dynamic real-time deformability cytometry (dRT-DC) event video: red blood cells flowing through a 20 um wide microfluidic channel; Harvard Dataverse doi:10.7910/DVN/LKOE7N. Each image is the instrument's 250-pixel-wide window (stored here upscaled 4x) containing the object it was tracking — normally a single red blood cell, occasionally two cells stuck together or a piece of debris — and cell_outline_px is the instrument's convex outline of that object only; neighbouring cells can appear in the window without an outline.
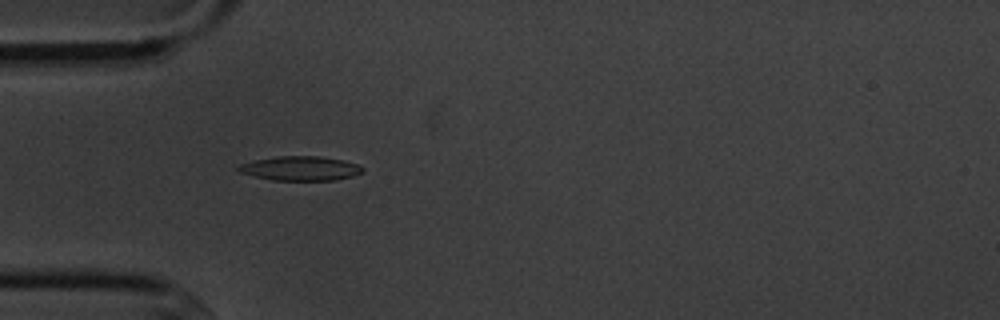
{"species": "common noctule bat (a hibernating species)", "species_latin": "Nyctalus noctula", "temperature_condition": "cold", "stored_images_in_passage": 1, "camera_frame_rate_fps": 3000, "um_per_image_px": 0.085, "animal": {"sex": "male", "body_mass_g": 20.1, "forearm_length_mm": 53.5}, "frame": {"image": 1, "passage_image": 1, "time_ms": 0.0, "image_size_px": [1000, 320], "cell_outline_px": [[364, 172], [352, 176], [336, 180], [272, 180], [240, 172], [236, 168], [240, 164], [252, 160], [276, 156], [316, 156], [344, 160], [360, 164], [364, 168]], "centroid_in_image_um": [25.57, 14.3], "position_along_channel_um": 59.4, "area_um2": 17.69}}